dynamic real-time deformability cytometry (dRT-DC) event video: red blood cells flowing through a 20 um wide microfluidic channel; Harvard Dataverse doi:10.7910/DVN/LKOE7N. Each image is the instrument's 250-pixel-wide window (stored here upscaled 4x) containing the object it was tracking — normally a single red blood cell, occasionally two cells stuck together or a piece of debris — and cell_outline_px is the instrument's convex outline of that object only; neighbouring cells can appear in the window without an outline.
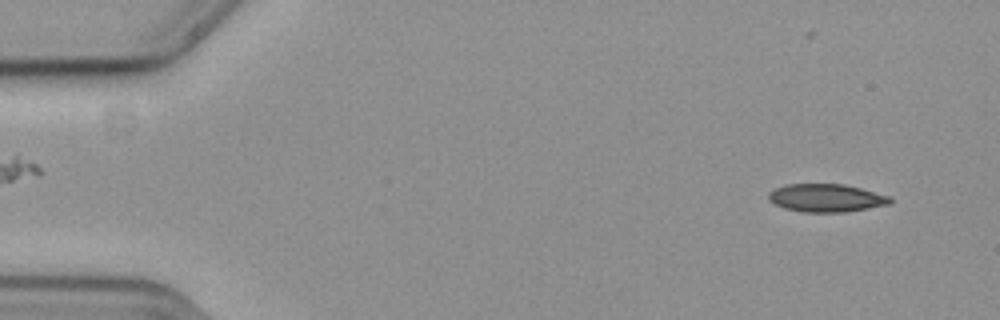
{"species": "common noctule bat (a hibernating species)", "species_latin": "Nyctalus noctula", "temperature_condition": "cold", "stored_images_in_passage": 14, "camera_frame_rate_fps": 3000, "um_per_image_px": 0.085, "animal": {"sex": "female", "body_mass_g": 19.3, "forearm_length_mm": 54.1}, "frame": {"image": 1, "passage_image": 4, "time_ms": 1.0, "image_size_px": [1000, 320], "cell_outline_px": [[892, 200], [888, 204], [868, 208], [844, 212], [804, 212], [784, 208], [768, 200], [768, 192], [776, 188], [788, 184], [844, 184], [860, 188], [888, 196]], "centroid_in_image_um": [70.19, 16.82], "position_along_channel_um": 14.8, "area_um2": 19.59}}